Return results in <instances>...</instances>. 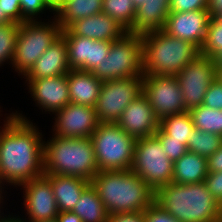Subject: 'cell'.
Segmentation results:
<instances>
[{"instance_id":"obj_1","label":"cell","mask_w":222,"mask_h":222,"mask_svg":"<svg viewBox=\"0 0 222 222\" xmlns=\"http://www.w3.org/2000/svg\"><path fill=\"white\" fill-rule=\"evenodd\" d=\"M23 113L12 111L0 133V185H19L44 175L43 135ZM25 116V117H24Z\"/></svg>"},{"instance_id":"obj_2","label":"cell","mask_w":222,"mask_h":222,"mask_svg":"<svg viewBox=\"0 0 222 222\" xmlns=\"http://www.w3.org/2000/svg\"><path fill=\"white\" fill-rule=\"evenodd\" d=\"M109 215L145 211L155 192L131 170L99 171L90 181Z\"/></svg>"},{"instance_id":"obj_3","label":"cell","mask_w":222,"mask_h":222,"mask_svg":"<svg viewBox=\"0 0 222 222\" xmlns=\"http://www.w3.org/2000/svg\"><path fill=\"white\" fill-rule=\"evenodd\" d=\"M154 202L179 222H222V206L204 182H171L155 192Z\"/></svg>"},{"instance_id":"obj_4","label":"cell","mask_w":222,"mask_h":222,"mask_svg":"<svg viewBox=\"0 0 222 222\" xmlns=\"http://www.w3.org/2000/svg\"><path fill=\"white\" fill-rule=\"evenodd\" d=\"M44 174L81 177L91 181L99 172L91 138L52 135L43 140Z\"/></svg>"},{"instance_id":"obj_5","label":"cell","mask_w":222,"mask_h":222,"mask_svg":"<svg viewBox=\"0 0 222 222\" xmlns=\"http://www.w3.org/2000/svg\"><path fill=\"white\" fill-rule=\"evenodd\" d=\"M144 75H176L200 54L193 43L174 38L163 30L141 34Z\"/></svg>"},{"instance_id":"obj_6","label":"cell","mask_w":222,"mask_h":222,"mask_svg":"<svg viewBox=\"0 0 222 222\" xmlns=\"http://www.w3.org/2000/svg\"><path fill=\"white\" fill-rule=\"evenodd\" d=\"M46 23L26 21L19 24L12 67L24 76L31 70L40 56L61 36V27L55 17Z\"/></svg>"},{"instance_id":"obj_7","label":"cell","mask_w":222,"mask_h":222,"mask_svg":"<svg viewBox=\"0 0 222 222\" xmlns=\"http://www.w3.org/2000/svg\"><path fill=\"white\" fill-rule=\"evenodd\" d=\"M99 171L131 170L136 138L116 123H99L90 136Z\"/></svg>"},{"instance_id":"obj_8","label":"cell","mask_w":222,"mask_h":222,"mask_svg":"<svg viewBox=\"0 0 222 222\" xmlns=\"http://www.w3.org/2000/svg\"><path fill=\"white\" fill-rule=\"evenodd\" d=\"M92 73L101 81L143 77V45L141 34L126 33L111 43L106 59Z\"/></svg>"},{"instance_id":"obj_9","label":"cell","mask_w":222,"mask_h":222,"mask_svg":"<svg viewBox=\"0 0 222 222\" xmlns=\"http://www.w3.org/2000/svg\"><path fill=\"white\" fill-rule=\"evenodd\" d=\"M174 162L162 150L160 141L153 135L137 138L131 171L156 192L172 182Z\"/></svg>"},{"instance_id":"obj_10","label":"cell","mask_w":222,"mask_h":222,"mask_svg":"<svg viewBox=\"0 0 222 222\" xmlns=\"http://www.w3.org/2000/svg\"><path fill=\"white\" fill-rule=\"evenodd\" d=\"M143 77L102 81L96 116L99 123H116L125 108L142 94Z\"/></svg>"},{"instance_id":"obj_11","label":"cell","mask_w":222,"mask_h":222,"mask_svg":"<svg viewBox=\"0 0 222 222\" xmlns=\"http://www.w3.org/2000/svg\"><path fill=\"white\" fill-rule=\"evenodd\" d=\"M142 93L159 120L187 112L175 75H143Z\"/></svg>"},{"instance_id":"obj_12","label":"cell","mask_w":222,"mask_h":222,"mask_svg":"<svg viewBox=\"0 0 222 222\" xmlns=\"http://www.w3.org/2000/svg\"><path fill=\"white\" fill-rule=\"evenodd\" d=\"M175 76L182 90L184 107L189 111L202 105L206 91L216 79L215 61L199 54Z\"/></svg>"},{"instance_id":"obj_13","label":"cell","mask_w":222,"mask_h":222,"mask_svg":"<svg viewBox=\"0 0 222 222\" xmlns=\"http://www.w3.org/2000/svg\"><path fill=\"white\" fill-rule=\"evenodd\" d=\"M52 135L69 138H89L99 121L94 107L69 103L54 113Z\"/></svg>"},{"instance_id":"obj_14","label":"cell","mask_w":222,"mask_h":222,"mask_svg":"<svg viewBox=\"0 0 222 222\" xmlns=\"http://www.w3.org/2000/svg\"><path fill=\"white\" fill-rule=\"evenodd\" d=\"M18 187L23 190V207H25L26 217L28 216V218H24L26 222H40L57 217L59 211L53 189L44 175L31 179Z\"/></svg>"},{"instance_id":"obj_15","label":"cell","mask_w":222,"mask_h":222,"mask_svg":"<svg viewBox=\"0 0 222 222\" xmlns=\"http://www.w3.org/2000/svg\"><path fill=\"white\" fill-rule=\"evenodd\" d=\"M61 36L67 43L68 62L71 70L93 71L107 58L112 43L74 36L68 29H63Z\"/></svg>"},{"instance_id":"obj_16","label":"cell","mask_w":222,"mask_h":222,"mask_svg":"<svg viewBox=\"0 0 222 222\" xmlns=\"http://www.w3.org/2000/svg\"><path fill=\"white\" fill-rule=\"evenodd\" d=\"M211 18L209 9L170 12L162 30L169 36L189 41L200 49Z\"/></svg>"},{"instance_id":"obj_17","label":"cell","mask_w":222,"mask_h":222,"mask_svg":"<svg viewBox=\"0 0 222 222\" xmlns=\"http://www.w3.org/2000/svg\"><path fill=\"white\" fill-rule=\"evenodd\" d=\"M27 89L42 112H52V115L58 110L64 108L70 103L69 86L67 82V75L26 79Z\"/></svg>"},{"instance_id":"obj_18","label":"cell","mask_w":222,"mask_h":222,"mask_svg":"<svg viewBox=\"0 0 222 222\" xmlns=\"http://www.w3.org/2000/svg\"><path fill=\"white\" fill-rule=\"evenodd\" d=\"M159 123L160 120L143 93L125 108L116 121L126 134L136 139L155 135Z\"/></svg>"},{"instance_id":"obj_19","label":"cell","mask_w":222,"mask_h":222,"mask_svg":"<svg viewBox=\"0 0 222 222\" xmlns=\"http://www.w3.org/2000/svg\"><path fill=\"white\" fill-rule=\"evenodd\" d=\"M67 29L74 36L110 42L121 39L127 33L121 24L105 13L76 20Z\"/></svg>"},{"instance_id":"obj_20","label":"cell","mask_w":222,"mask_h":222,"mask_svg":"<svg viewBox=\"0 0 222 222\" xmlns=\"http://www.w3.org/2000/svg\"><path fill=\"white\" fill-rule=\"evenodd\" d=\"M67 43L60 36L36 61L24 79L49 78L67 75L70 71Z\"/></svg>"},{"instance_id":"obj_21","label":"cell","mask_w":222,"mask_h":222,"mask_svg":"<svg viewBox=\"0 0 222 222\" xmlns=\"http://www.w3.org/2000/svg\"><path fill=\"white\" fill-rule=\"evenodd\" d=\"M49 180L59 212L73 211L83 191L90 185V181L81 177L44 174Z\"/></svg>"},{"instance_id":"obj_22","label":"cell","mask_w":222,"mask_h":222,"mask_svg":"<svg viewBox=\"0 0 222 222\" xmlns=\"http://www.w3.org/2000/svg\"><path fill=\"white\" fill-rule=\"evenodd\" d=\"M67 82L71 103L95 107L102 81L92 71L72 69L67 74Z\"/></svg>"},{"instance_id":"obj_23","label":"cell","mask_w":222,"mask_h":222,"mask_svg":"<svg viewBox=\"0 0 222 222\" xmlns=\"http://www.w3.org/2000/svg\"><path fill=\"white\" fill-rule=\"evenodd\" d=\"M171 0H146L136 9L133 27L130 34H143L154 30H162L170 13Z\"/></svg>"},{"instance_id":"obj_24","label":"cell","mask_w":222,"mask_h":222,"mask_svg":"<svg viewBox=\"0 0 222 222\" xmlns=\"http://www.w3.org/2000/svg\"><path fill=\"white\" fill-rule=\"evenodd\" d=\"M172 182L176 184H195L204 182L207 170V158L187 151L174 161Z\"/></svg>"},{"instance_id":"obj_25","label":"cell","mask_w":222,"mask_h":222,"mask_svg":"<svg viewBox=\"0 0 222 222\" xmlns=\"http://www.w3.org/2000/svg\"><path fill=\"white\" fill-rule=\"evenodd\" d=\"M103 0H64L55 8L61 29H67L74 21L102 13Z\"/></svg>"},{"instance_id":"obj_26","label":"cell","mask_w":222,"mask_h":222,"mask_svg":"<svg viewBox=\"0 0 222 222\" xmlns=\"http://www.w3.org/2000/svg\"><path fill=\"white\" fill-rule=\"evenodd\" d=\"M73 212L83 222H107L109 216L103 202L91 184L81 194Z\"/></svg>"},{"instance_id":"obj_27","label":"cell","mask_w":222,"mask_h":222,"mask_svg":"<svg viewBox=\"0 0 222 222\" xmlns=\"http://www.w3.org/2000/svg\"><path fill=\"white\" fill-rule=\"evenodd\" d=\"M159 127L169 136V140L180 141L187 147L188 139L195 130L190 113L170 115L160 120Z\"/></svg>"},{"instance_id":"obj_28","label":"cell","mask_w":222,"mask_h":222,"mask_svg":"<svg viewBox=\"0 0 222 222\" xmlns=\"http://www.w3.org/2000/svg\"><path fill=\"white\" fill-rule=\"evenodd\" d=\"M188 112L191 115L195 129L222 137V110L199 105Z\"/></svg>"},{"instance_id":"obj_29","label":"cell","mask_w":222,"mask_h":222,"mask_svg":"<svg viewBox=\"0 0 222 222\" xmlns=\"http://www.w3.org/2000/svg\"><path fill=\"white\" fill-rule=\"evenodd\" d=\"M102 13L115 19L128 32L133 27L136 8L133 0H103Z\"/></svg>"},{"instance_id":"obj_30","label":"cell","mask_w":222,"mask_h":222,"mask_svg":"<svg viewBox=\"0 0 222 222\" xmlns=\"http://www.w3.org/2000/svg\"><path fill=\"white\" fill-rule=\"evenodd\" d=\"M221 145V136L195 129L188 139L187 151L209 158L221 147Z\"/></svg>"},{"instance_id":"obj_31","label":"cell","mask_w":222,"mask_h":222,"mask_svg":"<svg viewBox=\"0 0 222 222\" xmlns=\"http://www.w3.org/2000/svg\"><path fill=\"white\" fill-rule=\"evenodd\" d=\"M220 51H222V13L211 18L200 54L214 58Z\"/></svg>"},{"instance_id":"obj_32","label":"cell","mask_w":222,"mask_h":222,"mask_svg":"<svg viewBox=\"0 0 222 222\" xmlns=\"http://www.w3.org/2000/svg\"><path fill=\"white\" fill-rule=\"evenodd\" d=\"M19 23L0 24V66L12 64Z\"/></svg>"},{"instance_id":"obj_33","label":"cell","mask_w":222,"mask_h":222,"mask_svg":"<svg viewBox=\"0 0 222 222\" xmlns=\"http://www.w3.org/2000/svg\"><path fill=\"white\" fill-rule=\"evenodd\" d=\"M19 2L21 7V23L39 21L40 16L38 15L44 14L46 10L53 12V15H55V8L48 0H19Z\"/></svg>"},{"instance_id":"obj_34","label":"cell","mask_w":222,"mask_h":222,"mask_svg":"<svg viewBox=\"0 0 222 222\" xmlns=\"http://www.w3.org/2000/svg\"><path fill=\"white\" fill-rule=\"evenodd\" d=\"M154 136L160 141L163 152L173 162L187 152V147L184 144L180 141L169 140V136L160 127Z\"/></svg>"},{"instance_id":"obj_35","label":"cell","mask_w":222,"mask_h":222,"mask_svg":"<svg viewBox=\"0 0 222 222\" xmlns=\"http://www.w3.org/2000/svg\"><path fill=\"white\" fill-rule=\"evenodd\" d=\"M209 9V0H171L170 12H189Z\"/></svg>"},{"instance_id":"obj_36","label":"cell","mask_w":222,"mask_h":222,"mask_svg":"<svg viewBox=\"0 0 222 222\" xmlns=\"http://www.w3.org/2000/svg\"><path fill=\"white\" fill-rule=\"evenodd\" d=\"M202 105L222 110V84L216 79L206 91Z\"/></svg>"},{"instance_id":"obj_37","label":"cell","mask_w":222,"mask_h":222,"mask_svg":"<svg viewBox=\"0 0 222 222\" xmlns=\"http://www.w3.org/2000/svg\"><path fill=\"white\" fill-rule=\"evenodd\" d=\"M204 183L212 197L222 206V171L208 172Z\"/></svg>"},{"instance_id":"obj_38","label":"cell","mask_w":222,"mask_h":222,"mask_svg":"<svg viewBox=\"0 0 222 222\" xmlns=\"http://www.w3.org/2000/svg\"><path fill=\"white\" fill-rule=\"evenodd\" d=\"M145 222H179L172 215L164 211L160 206L153 202L144 211Z\"/></svg>"},{"instance_id":"obj_39","label":"cell","mask_w":222,"mask_h":222,"mask_svg":"<svg viewBox=\"0 0 222 222\" xmlns=\"http://www.w3.org/2000/svg\"><path fill=\"white\" fill-rule=\"evenodd\" d=\"M3 13L7 14L15 23L21 24V7L19 0H2Z\"/></svg>"},{"instance_id":"obj_40","label":"cell","mask_w":222,"mask_h":222,"mask_svg":"<svg viewBox=\"0 0 222 222\" xmlns=\"http://www.w3.org/2000/svg\"><path fill=\"white\" fill-rule=\"evenodd\" d=\"M107 222H145L144 211L112 214Z\"/></svg>"},{"instance_id":"obj_41","label":"cell","mask_w":222,"mask_h":222,"mask_svg":"<svg viewBox=\"0 0 222 222\" xmlns=\"http://www.w3.org/2000/svg\"><path fill=\"white\" fill-rule=\"evenodd\" d=\"M208 172H221L222 171V145L221 147L207 158Z\"/></svg>"},{"instance_id":"obj_42","label":"cell","mask_w":222,"mask_h":222,"mask_svg":"<svg viewBox=\"0 0 222 222\" xmlns=\"http://www.w3.org/2000/svg\"><path fill=\"white\" fill-rule=\"evenodd\" d=\"M56 219L58 222H83L73 211L59 212Z\"/></svg>"},{"instance_id":"obj_43","label":"cell","mask_w":222,"mask_h":222,"mask_svg":"<svg viewBox=\"0 0 222 222\" xmlns=\"http://www.w3.org/2000/svg\"><path fill=\"white\" fill-rule=\"evenodd\" d=\"M209 10L212 17L222 13V0H209Z\"/></svg>"},{"instance_id":"obj_44","label":"cell","mask_w":222,"mask_h":222,"mask_svg":"<svg viewBox=\"0 0 222 222\" xmlns=\"http://www.w3.org/2000/svg\"><path fill=\"white\" fill-rule=\"evenodd\" d=\"M4 214L2 213V216L0 215V222H26L22 217L18 216H13L11 214H9L8 216L5 215V217L3 216Z\"/></svg>"},{"instance_id":"obj_45","label":"cell","mask_w":222,"mask_h":222,"mask_svg":"<svg viewBox=\"0 0 222 222\" xmlns=\"http://www.w3.org/2000/svg\"><path fill=\"white\" fill-rule=\"evenodd\" d=\"M15 23L7 14L3 13L2 0H0V24Z\"/></svg>"},{"instance_id":"obj_46","label":"cell","mask_w":222,"mask_h":222,"mask_svg":"<svg viewBox=\"0 0 222 222\" xmlns=\"http://www.w3.org/2000/svg\"><path fill=\"white\" fill-rule=\"evenodd\" d=\"M213 59L216 66L222 67V51H220Z\"/></svg>"},{"instance_id":"obj_47","label":"cell","mask_w":222,"mask_h":222,"mask_svg":"<svg viewBox=\"0 0 222 222\" xmlns=\"http://www.w3.org/2000/svg\"><path fill=\"white\" fill-rule=\"evenodd\" d=\"M216 80L222 84V67L216 66Z\"/></svg>"},{"instance_id":"obj_48","label":"cell","mask_w":222,"mask_h":222,"mask_svg":"<svg viewBox=\"0 0 222 222\" xmlns=\"http://www.w3.org/2000/svg\"><path fill=\"white\" fill-rule=\"evenodd\" d=\"M4 188H5V187H2V186L0 185V213H1V214H2L1 208H3L1 205L4 204V203L2 202V201L4 200V199H3L4 197H3V195H2V194H3V191H4ZM2 189H3V190H2ZM1 203H2V204H1ZM1 214H0V215H1Z\"/></svg>"},{"instance_id":"obj_49","label":"cell","mask_w":222,"mask_h":222,"mask_svg":"<svg viewBox=\"0 0 222 222\" xmlns=\"http://www.w3.org/2000/svg\"><path fill=\"white\" fill-rule=\"evenodd\" d=\"M50 4L56 8L59 4H61L64 0H48Z\"/></svg>"},{"instance_id":"obj_50","label":"cell","mask_w":222,"mask_h":222,"mask_svg":"<svg viewBox=\"0 0 222 222\" xmlns=\"http://www.w3.org/2000/svg\"><path fill=\"white\" fill-rule=\"evenodd\" d=\"M143 2H146V0H133V4L136 9H138L142 5Z\"/></svg>"},{"instance_id":"obj_51","label":"cell","mask_w":222,"mask_h":222,"mask_svg":"<svg viewBox=\"0 0 222 222\" xmlns=\"http://www.w3.org/2000/svg\"><path fill=\"white\" fill-rule=\"evenodd\" d=\"M40 222H58L57 219H51V220H46V221H40Z\"/></svg>"}]
</instances>
